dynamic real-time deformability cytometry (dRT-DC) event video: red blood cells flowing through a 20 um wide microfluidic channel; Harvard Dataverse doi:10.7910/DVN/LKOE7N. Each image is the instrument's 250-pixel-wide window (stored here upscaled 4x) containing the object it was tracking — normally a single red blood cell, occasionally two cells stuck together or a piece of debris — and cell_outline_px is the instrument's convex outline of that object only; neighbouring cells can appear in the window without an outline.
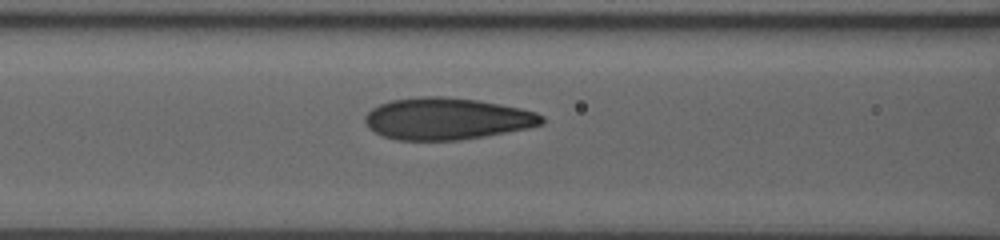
{"species": "human", "species_latin": "Homo sapiens", "temperature_condition": "room temperature", "stored_images_in_passage": 22, "camera_frame_rate_fps": 3000, "um_per_image_px": 0.085, "donor": {"sex": "male"}, "frame": {"image": 1, "passage_image": 17, "time_ms": 6.0, "image_size_px": [1000, 240], "cell_outline_px": [[544, 124], [528, 128], [484, 136], [460, 140], [396, 140], [384, 136], [368, 128], [364, 120], [364, 116], [372, 108], [380, 104], [392, 100], [420, 96], [444, 96], [476, 100], [500, 104], [520, 108], [536, 112], [544, 116]], "centroid_in_image_um": [37.98, 10.09], "position_along_channel_um": 128.6, "area_um2": 43.12}}
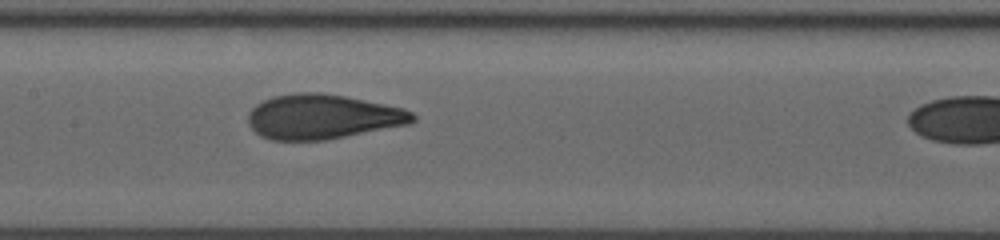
{"frame": {"image": 2, "passage_image": 21, "time_ms": 7.333, "image_size_px": [1000, 240], "cell_outline_px": [[416, 120], [412, 124], [324, 140], [272, 140], [260, 136], [248, 124], [248, 112], [256, 104], [272, 96], [296, 92], [324, 92], [404, 108], [412, 112], [416, 116]], "centroid_in_image_um": [27.42, 9.92], "position_along_channel_um": 180.0, "area_um2": 43.12}}